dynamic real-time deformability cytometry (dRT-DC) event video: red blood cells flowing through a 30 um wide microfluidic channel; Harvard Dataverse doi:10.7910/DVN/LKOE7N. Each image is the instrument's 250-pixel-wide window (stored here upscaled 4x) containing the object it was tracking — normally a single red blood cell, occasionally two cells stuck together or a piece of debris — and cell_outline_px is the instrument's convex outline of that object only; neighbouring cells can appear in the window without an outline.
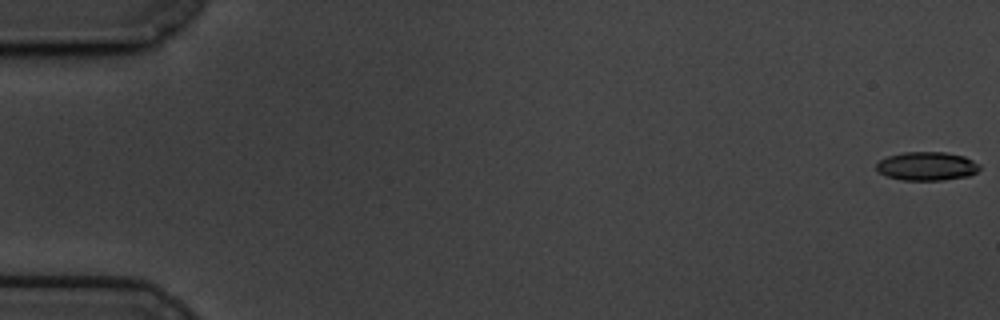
{"species": "common noctule bat (a hibernating species)", "species_latin": "Nyctalus noctula", "temperature_condition": "cold", "stored_images_in_passage": 60, "camera_frame_rate_fps": 3000, "um_per_image_px": 0.085, "animal": {"sex": "male", "body_mass_g": 19.5, "forearm_length_mm": 54.6}, "frame": {"image": 1, "passage_image": 1, "time_ms": 0.0, "image_size_px": [1000, 320], "cell_outline_px": [[980, 168], [976, 172], [968, 176], [944, 180], [904, 180], [888, 176], [880, 172], [876, 168], [876, 164], [880, 160], [888, 156], [904, 152], [944, 152], [964, 156], [980, 164]], "centroid_in_image_um": [78.8, 14.12], "position_along_channel_um": 6.2, "area_um2": 17.11}}
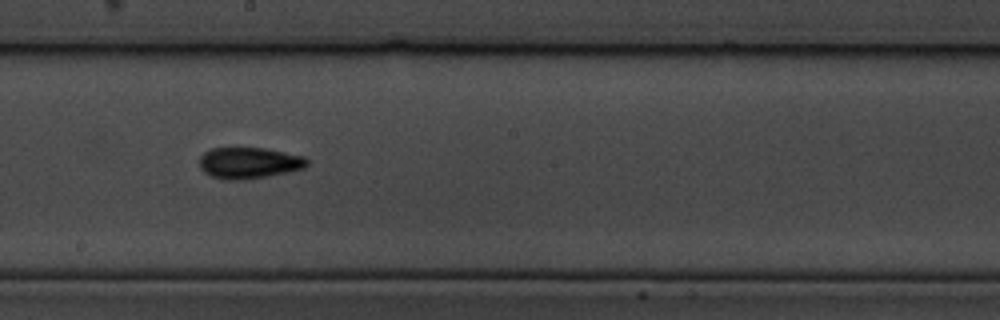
{"frame": {"image": 2, "passage_image": 34, "time_ms": 11.0, "image_size_px": [1000, 320], "cell_outline_px": [[308, 164], [304, 168], [288, 172], [244, 180], [224, 180], [212, 176], [204, 172], [200, 168], [200, 156], [204, 152], [212, 148], [264, 148], [304, 156], [308, 160]], "centroid_in_image_um": [21.16, 13.85], "position_along_channel_um": 227.0, "area_um2": 19.59}}
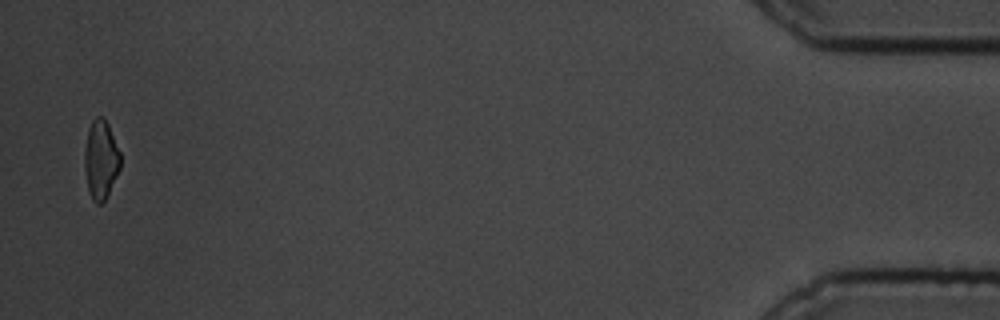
{"frame": {"image": 3, "passage_image": 59, "time_ms": 19.333, "image_size_px": [1000, 320], "cell_outline_px": [[120, 168], [104, 200], [100, 204], [96, 204], [92, 200], [88, 192], [84, 164], [84, 148], [88, 128], [92, 120], [96, 116], [104, 116], [108, 124], [120, 152]], "centroid_in_image_um": [8.54, 13.53], "position_along_channel_um": 426.7, "area_um2": 16.53}, "authors_computed_cell_mechanics": {"area_um2": 18.0914, "velocity_mm_per_s": 3.4085, "shape_relaxation_time_tau1_ms": 4.7079, "shape_relaxation_time_tau2_ms": 2.6386, "deformation_change_tau1": 0.1434, "deformation_change_tau2": 0.0933}}